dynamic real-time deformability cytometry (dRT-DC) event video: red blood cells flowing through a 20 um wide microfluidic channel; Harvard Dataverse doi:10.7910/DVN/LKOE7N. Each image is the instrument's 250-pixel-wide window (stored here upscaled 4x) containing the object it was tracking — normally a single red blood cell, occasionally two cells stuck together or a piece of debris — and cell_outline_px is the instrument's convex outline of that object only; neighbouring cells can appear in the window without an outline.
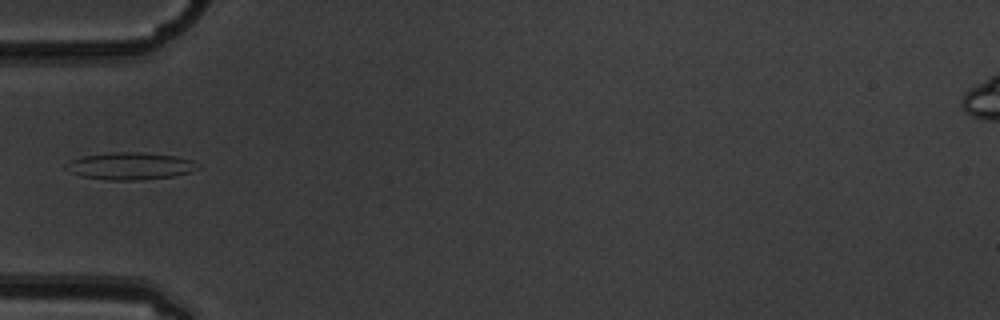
{"species": "common noctule bat (a hibernating species)", "species_latin": "Nyctalus noctula", "temperature_condition": "warm", "stored_images_in_passage": 6, "camera_frame_rate_fps": 3000, "um_per_image_px": 0.085, "animal": {"sex": "male", "body_mass_g": 19.5, "forearm_length_mm": 54.6}, "frame": {"image": 1, "passage_image": 5, "time_ms": 1.333, "image_size_px": [1000, 320], "cell_outline_px": [[200, 168], [192, 172], [172, 176], [136, 180], [108, 180], [84, 176], [68, 172], [64, 168], [64, 164], [72, 160], [84, 156], [112, 152], [140, 152], [176, 156], [192, 160], [200, 164]], "centroid_in_image_um": [11.09, 14.11], "position_along_channel_um": 73.9, "area_um2": 20.92}}